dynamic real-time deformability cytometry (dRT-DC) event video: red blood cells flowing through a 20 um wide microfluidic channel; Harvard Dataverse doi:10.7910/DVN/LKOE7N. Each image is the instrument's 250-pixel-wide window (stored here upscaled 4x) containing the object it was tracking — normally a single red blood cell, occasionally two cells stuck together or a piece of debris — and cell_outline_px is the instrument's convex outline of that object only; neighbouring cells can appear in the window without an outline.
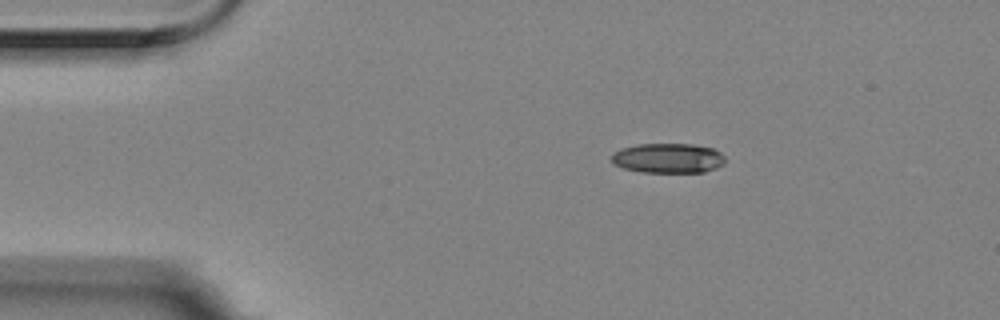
{"species": "Egyptian fruit bat (a non-hibernating species)", "species_latin": "Rousettus aegyptiacus", "temperature_condition": "room temperature", "stored_images_in_passage": 2, "camera_frame_rate_fps": 3000, "um_per_image_px": 0.085, "animal": {"sex": "female"}, "frame": {"image": 1, "passage_image": 1, "time_ms": 0.0, "image_size_px": [1000, 320], "cell_outline_px": [[724, 164], [716, 168], [704, 172], [640, 172], [624, 168], [612, 164], [612, 152], [620, 148], [636, 144], [692, 144], [712, 148], [720, 152], [724, 156]], "centroid_in_image_um": [56.76, 13.44], "position_along_channel_um": 28.2, "area_um2": 19.88}}